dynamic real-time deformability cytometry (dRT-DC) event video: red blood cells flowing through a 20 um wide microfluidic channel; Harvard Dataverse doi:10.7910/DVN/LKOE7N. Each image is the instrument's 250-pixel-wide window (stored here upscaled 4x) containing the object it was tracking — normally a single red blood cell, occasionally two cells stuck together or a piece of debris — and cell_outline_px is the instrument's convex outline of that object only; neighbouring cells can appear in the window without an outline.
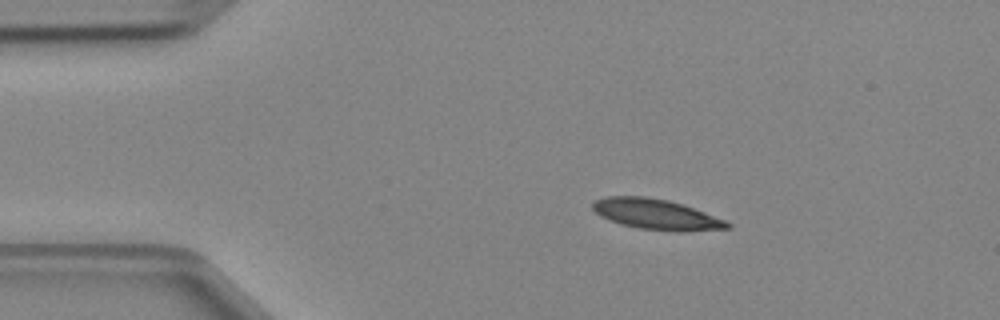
{"species": "Egyptian fruit bat (a non-hibernating species)", "species_latin": "Rousettus aegyptiacus", "temperature_condition": "cold", "stored_images_in_passage": 3, "camera_frame_rate_fps": 3000, "um_per_image_px": 0.085, "animal": {"sex": "female"}, "frame": {"image": 1, "passage_image": 1, "time_ms": 0.0, "image_size_px": [1000, 320], "cell_outline_px": [[732, 228], [680, 232], [676, 232], [640, 228], [620, 224], [608, 220], [600, 216], [592, 208], [592, 204], [596, 200], [608, 196], [644, 196], [668, 200], [704, 212], [724, 220], [732, 224]], "centroid_in_image_um": [55.77, 18.23], "position_along_channel_um": 29.2, "area_um2": 23.76}}
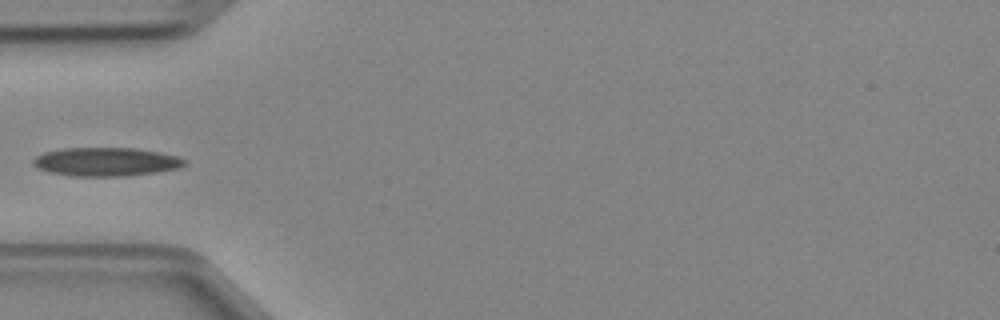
{"frame": {"image": 2, "passage_image": 3, "time_ms": 0.667, "image_size_px": [1000, 320], "cell_outline_px": [[188, 164], [180, 168], [156, 172], [124, 176], [72, 176], [48, 172], [36, 168], [32, 164], [32, 160], [36, 156], [44, 152], [64, 148], [136, 148], [176, 156], [188, 160]], "centroid_in_image_um": [9.0, 13.76], "position_along_channel_um": 76.0, "area_um2": 25.37}}